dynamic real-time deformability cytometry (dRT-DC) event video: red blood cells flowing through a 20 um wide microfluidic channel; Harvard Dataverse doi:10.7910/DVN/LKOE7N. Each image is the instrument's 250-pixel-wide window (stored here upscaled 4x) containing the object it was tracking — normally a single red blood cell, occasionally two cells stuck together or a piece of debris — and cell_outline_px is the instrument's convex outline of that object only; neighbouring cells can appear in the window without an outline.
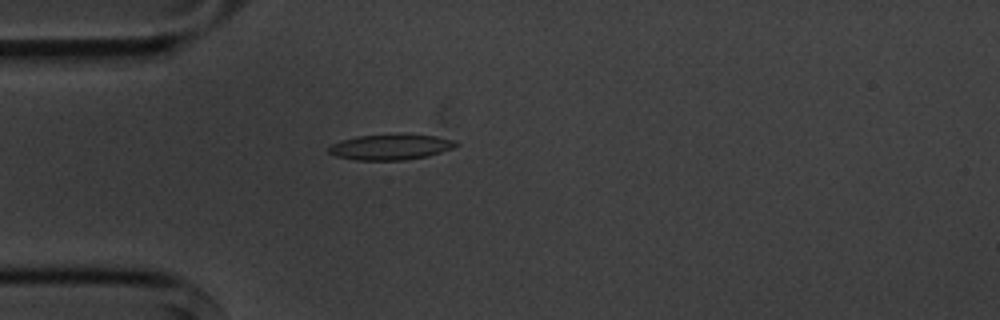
{"species": "common noctule bat (a hibernating species)", "species_latin": "Nyctalus noctula", "temperature_condition": "cold", "stored_images_in_passage": 5, "camera_frame_rate_fps": 3000, "um_per_image_px": 0.085, "animal": {"sex": "male", "body_mass_g": 20.1, "forearm_length_mm": 53.5}, "frame": {"image": 1, "passage_image": 5, "time_ms": 5.667, "image_size_px": [1000, 320], "cell_outline_px": [[460, 144], [452, 148], [428, 156], [404, 160], [356, 160], [336, 156], [328, 152], [328, 148], [332, 144], [340, 140], [356, 136], [436, 136], [456, 140]], "centroid_in_image_um": [33.18, 12.52], "position_along_channel_um": 51.8, "area_um2": 18.38}}